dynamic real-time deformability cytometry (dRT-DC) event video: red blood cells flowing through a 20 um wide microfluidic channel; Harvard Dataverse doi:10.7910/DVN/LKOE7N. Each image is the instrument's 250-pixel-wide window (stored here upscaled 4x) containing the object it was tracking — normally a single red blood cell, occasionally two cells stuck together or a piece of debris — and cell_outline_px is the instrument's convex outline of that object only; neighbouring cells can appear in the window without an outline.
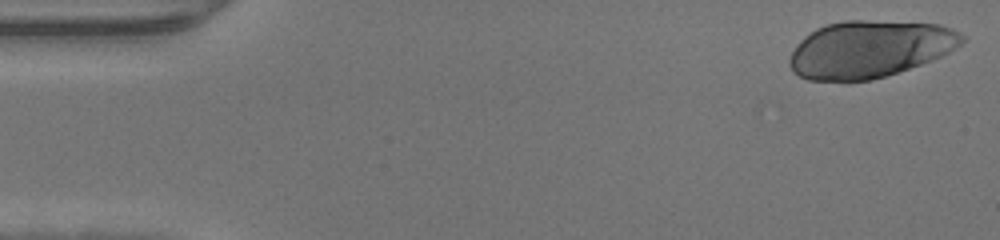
{"species": "human", "species_latin": "Homo sapiens", "temperature_condition": "warm", "stored_images_in_passage": 38, "camera_frame_rate_fps": 3000, "um_per_image_px": 0.085, "donor": {"sex": "male"}, "frame": {"image": 1, "passage_image": 1, "time_ms": 0.0, "image_size_px": [1000, 240], "cell_outline_px": [[964, 40], [956, 48], [932, 60], [872, 80], [808, 80], [792, 72], [788, 64], [788, 60], [796, 44], [804, 36], [816, 28], [828, 24], [844, 20], [864, 20], [940, 24], [952, 28], [960, 32], [964, 36]], "centroid_in_image_um": [73.89, 4.16], "position_along_channel_um": 11.1, "area_um2": 57.16}}
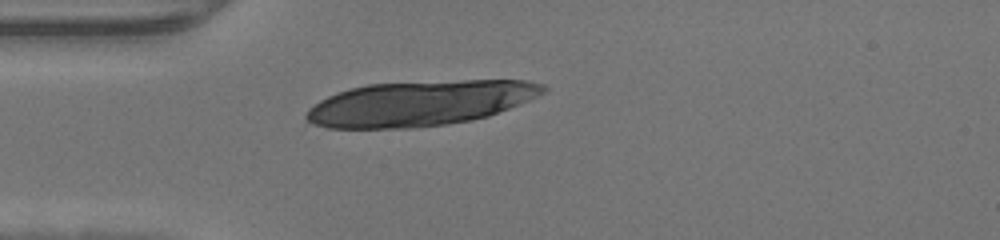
{"frame": {"image": 2, "passage_image": 12, "time_ms": 3.667, "image_size_px": [1000, 240], "cell_outline_px": [[548, 88], [544, 92], [520, 104], [488, 116], [472, 120], [448, 124], [412, 128], [328, 128], [316, 124], [308, 120], [304, 116], [308, 108], [320, 100], [328, 96], [352, 88], [368, 84], [464, 80], [524, 80], [544, 84]], "centroid_in_image_um": [35.7, 8.78], "position_along_channel_um": 49.3, "area_um2": 61.96}}